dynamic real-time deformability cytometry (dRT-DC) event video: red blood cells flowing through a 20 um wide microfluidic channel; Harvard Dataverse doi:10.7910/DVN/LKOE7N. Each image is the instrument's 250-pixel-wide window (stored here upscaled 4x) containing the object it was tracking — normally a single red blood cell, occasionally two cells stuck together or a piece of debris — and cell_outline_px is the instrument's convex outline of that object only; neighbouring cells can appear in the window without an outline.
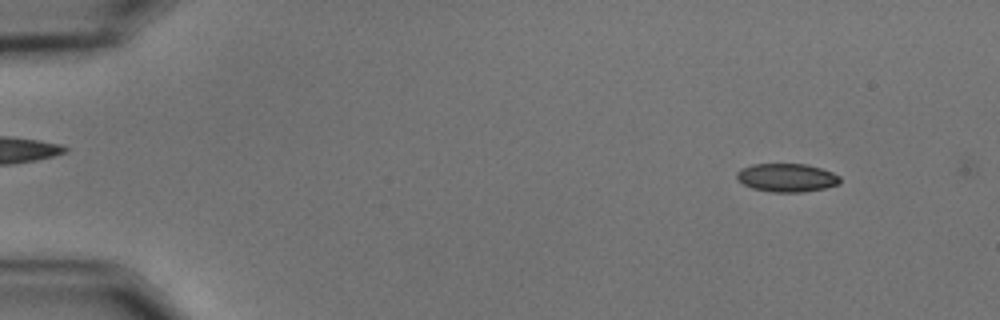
{"species": "common noctule bat (a hibernating species)", "species_latin": "Nyctalus noctula", "temperature_condition": "cold", "stored_images_in_passage": 7, "camera_frame_rate_fps": 3000, "um_per_image_px": 0.085, "animal": {"sex": "male", "body_mass_g": 15.6}, "frame": {"image": 1, "passage_image": 6, "time_ms": 1.667, "image_size_px": [1000, 320], "cell_outline_px": [[840, 184], [824, 188], [804, 192], [772, 192], [752, 188], [736, 180], [736, 172], [740, 168], [752, 164], [808, 164], [832, 172], [840, 176]], "centroid_in_image_um": [66.85, 15.1], "position_along_channel_um": 18.1, "area_um2": 17.22}}